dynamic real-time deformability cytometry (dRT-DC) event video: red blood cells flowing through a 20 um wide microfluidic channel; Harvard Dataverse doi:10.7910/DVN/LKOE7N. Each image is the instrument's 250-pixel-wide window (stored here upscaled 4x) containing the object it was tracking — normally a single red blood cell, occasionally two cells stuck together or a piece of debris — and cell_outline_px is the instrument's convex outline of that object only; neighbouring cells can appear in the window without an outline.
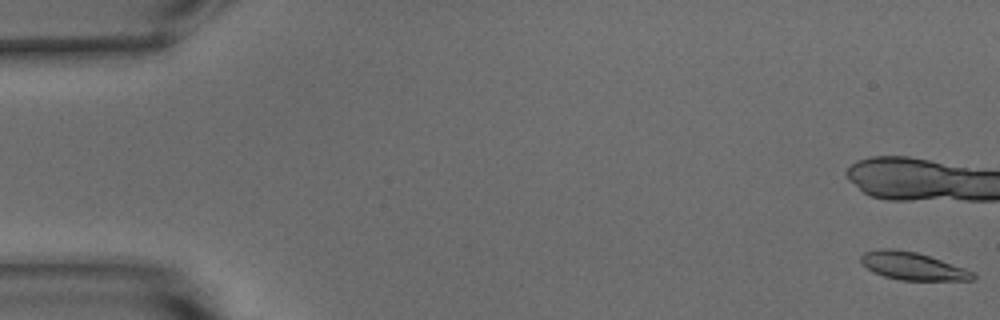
{"species": "common noctule bat (a hibernating species)", "species_latin": "Nyctalus noctula", "temperature_condition": "warm", "stored_images_in_passage": 14, "camera_frame_rate_fps": 3000, "um_per_image_px": 0.085, "animal": {"sex": "male", "body_mass_g": 15.6}, "frame": {"image": 1, "passage_image": 1, "time_ms": 0.0, "image_size_px": [1000, 320], "cell_outline_px": [[976, 276], [972, 280], [900, 280], [884, 276], [872, 272], [860, 260], [860, 256], [864, 252], [880, 248], [888, 248], [916, 252], [964, 268], [972, 272]], "centroid_in_image_um": [77.53, 22.62], "position_along_channel_um": 7.5, "area_um2": 17.8}}